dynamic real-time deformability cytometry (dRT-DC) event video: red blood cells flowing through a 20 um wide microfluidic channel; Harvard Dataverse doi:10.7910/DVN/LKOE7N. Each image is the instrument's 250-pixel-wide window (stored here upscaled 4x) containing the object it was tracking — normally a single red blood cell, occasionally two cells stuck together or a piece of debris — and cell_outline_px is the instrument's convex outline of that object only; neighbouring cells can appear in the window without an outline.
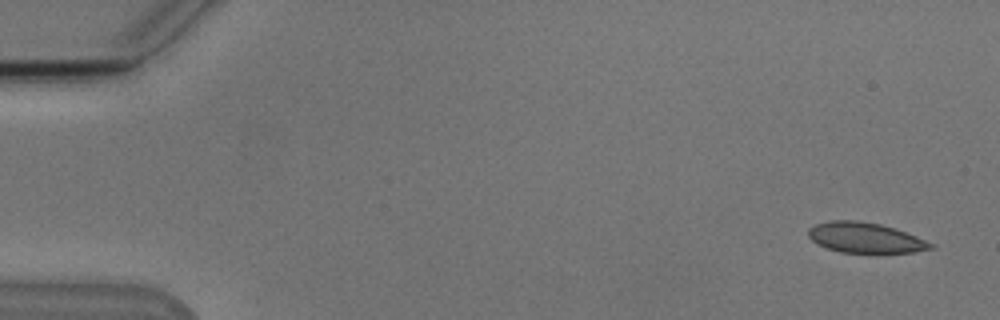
{"species": "Egyptian fruit bat (a non-hibernating species)", "species_latin": "Rousettus aegyptiacus", "temperature_condition": "cold", "stored_images_in_passage": 53, "segment_of_instrument_passage": [1, 2], "camera_frame_rate_fps": 3000, "um_per_image_px": 0.085, "animal": {"sex": "male"}, "frame": {"image": 1, "passage_image": 1, "time_ms": 0.0, "image_size_px": [1000, 320], "cell_outline_px": [[936, 248], [912, 252], [840, 252], [828, 248], [812, 240], [808, 236], [808, 228], [816, 224], [828, 220], [860, 220], [880, 224], [916, 236], [936, 244]], "centroid_in_image_um": [73.55, 20.19], "position_along_channel_um": 11.4, "area_um2": 21.44}}
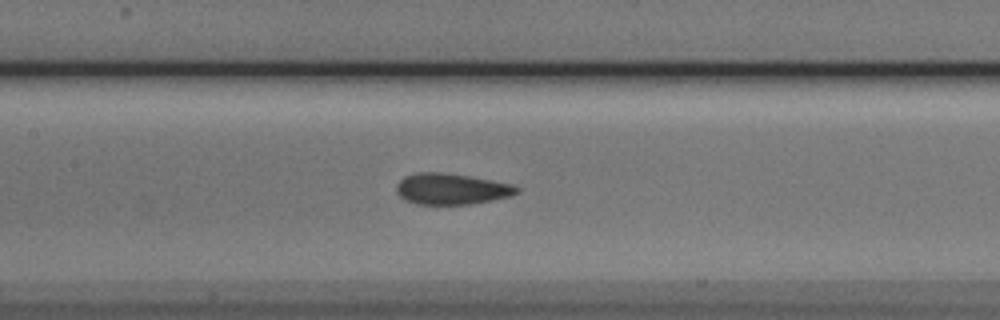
{"frame": {"image": 2, "passage_image": 24, "time_ms": 7.667, "image_size_px": [1000, 320], "cell_outline_px": [[520, 192], [512, 196], [472, 204], [416, 204], [404, 200], [396, 192], [396, 184], [404, 176], [416, 172], [440, 172], [468, 176], [512, 184], [520, 188]], "centroid_in_image_um": [38.36, 16.06], "position_along_channel_um": 169.0, "area_um2": 21.91}}
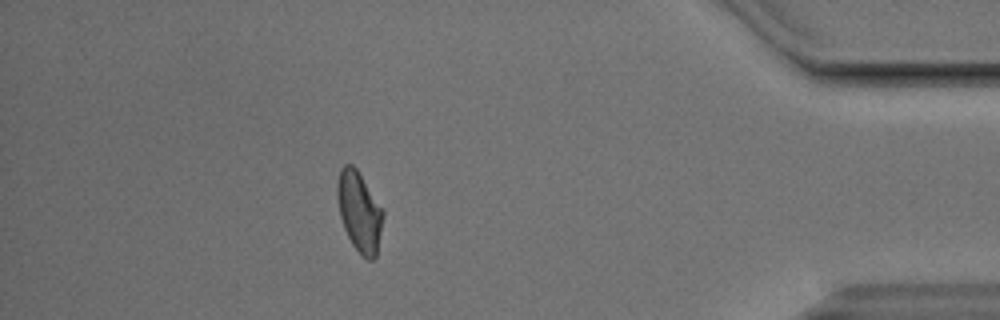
{"frame": {"image": 3, "passage_image": 46, "time_ms": 15.0, "image_size_px": [1000, 320], "cell_outline_px": [[384, 216], [376, 256], [372, 260], [368, 260], [352, 244], [344, 228], [340, 216], [336, 196], [336, 184], [340, 168], [344, 164], [352, 164], [356, 168], [384, 212]], "centroid_in_image_um": [30.52, 17.96], "position_along_channel_um": 404.7, "area_um2": 21.15}}